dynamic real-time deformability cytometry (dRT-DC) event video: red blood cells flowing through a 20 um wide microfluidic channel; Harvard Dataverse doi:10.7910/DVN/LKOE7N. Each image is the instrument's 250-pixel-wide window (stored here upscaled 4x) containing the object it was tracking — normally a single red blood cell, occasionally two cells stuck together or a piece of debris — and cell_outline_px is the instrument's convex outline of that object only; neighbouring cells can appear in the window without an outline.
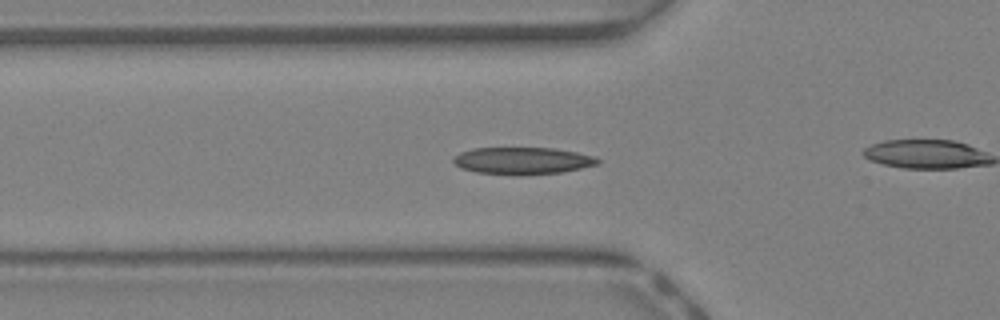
{"species": "Egyptian fruit bat (a non-hibernating species)", "species_latin": "Rousettus aegyptiacus", "temperature_condition": "warm", "stored_images_in_passage": 43, "camera_frame_rate_fps": 3000, "um_per_image_px": 0.085, "animal": {"sex": "female"}, "frame": {"image": 1, "passage_image": 14, "time_ms": 4.333, "image_size_px": [1000, 320], "cell_outline_px": [[600, 164], [560, 172], [516, 176], [512, 176], [476, 172], [460, 168], [452, 160], [460, 152], [472, 148], [552, 148], [576, 152], [596, 156], [600, 160]], "centroid_in_image_um": [44.41, 13.67], "position_along_channel_um": 81.4, "area_um2": 22.95}}
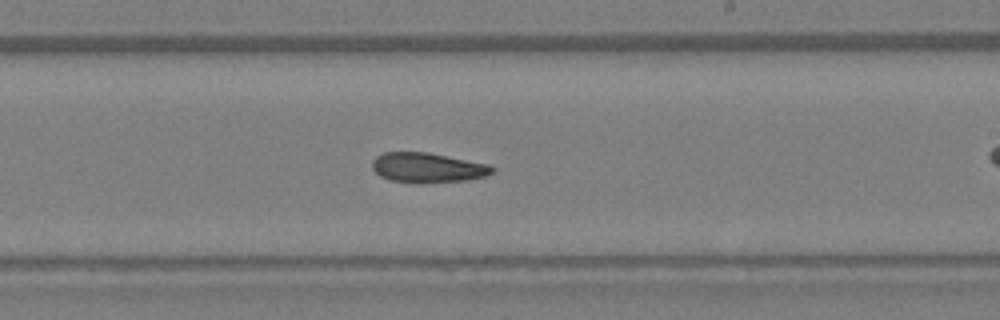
{"frame": {"image": 2, "passage_image": 25, "time_ms": 8.0, "image_size_px": [1000, 320], "cell_outline_px": [[496, 168], [492, 172], [484, 176], [468, 180], [424, 184], [416, 184], [392, 180], [380, 176], [372, 168], [372, 160], [376, 156], [384, 152], [428, 152], [488, 164]], "centroid_in_image_um": [36.33, 14.26], "position_along_channel_um": 252.7, "area_um2": 21.1}}
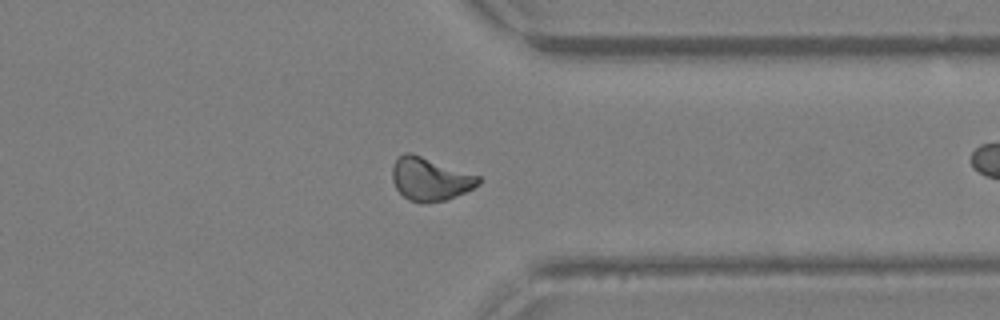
{"frame": {"image": 3, "passage_image": 33, "time_ms": 10.667, "image_size_px": [1000, 320], "cell_outline_px": [[480, 184], [456, 196], [444, 200], [420, 204], [408, 200], [396, 188], [392, 180], [392, 164], [404, 152], [412, 152], [480, 176]], "centroid_in_image_um": [36.53, 15.21], "position_along_channel_um": 374.9, "area_um2": 21.73}}